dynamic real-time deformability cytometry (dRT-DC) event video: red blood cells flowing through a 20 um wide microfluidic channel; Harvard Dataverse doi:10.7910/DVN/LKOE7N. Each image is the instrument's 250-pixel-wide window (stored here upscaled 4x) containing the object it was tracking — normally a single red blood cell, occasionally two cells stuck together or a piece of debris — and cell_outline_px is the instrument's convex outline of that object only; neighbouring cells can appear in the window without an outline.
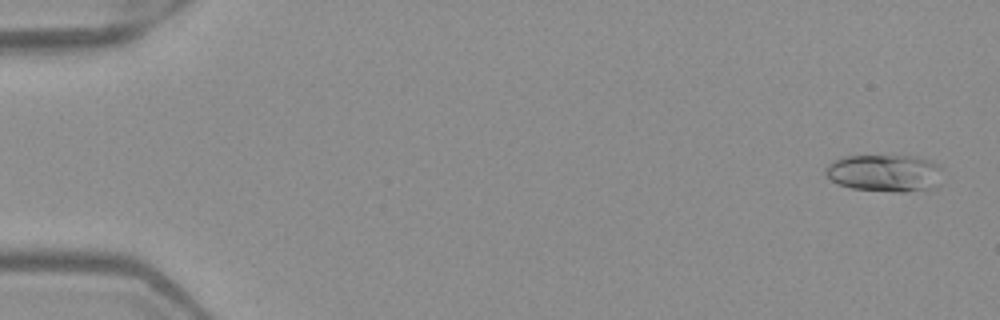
{"species": "Egyptian fruit bat (a non-hibernating species)", "species_latin": "Rousettus aegyptiacus", "temperature_condition": "warm", "stored_images_in_passage": 51, "camera_frame_rate_fps": 3000, "um_per_image_px": 0.085, "frame": {"image": 1, "passage_image": 2, "time_ms": 0.333, "image_size_px": [1000, 320], "cell_outline_px": [[940, 168], [936, 188], [904, 192], [892, 192], [852, 188], [840, 184], [832, 180], [824, 172], [824, 168], [832, 160], [844, 156], [912, 156], [932, 160]], "centroid_in_image_um": [75.17, 14.71], "position_along_channel_um": 9.8, "area_um2": 25.32}}
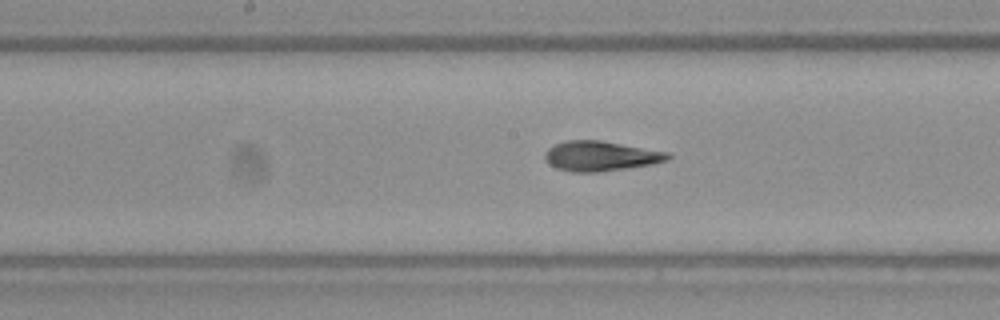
{"frame": {"image": 2, "passage_image": 27, "time_ms": 8.667, "image_size_px": [1000, 320], "cell_outline_px": [[672, 156], [668, 160], [652, 164], [628, 168], [596, 172], [572, 172], [556, 168], [548, 164], [544, 160], [544, 152], [548, 148], [564, 140], [600, 140], [668, 152]], "centroid_in_image_um": [51.02, 13.26], "position_along_channel_um": 197.2, "area_um2": 21.56}}
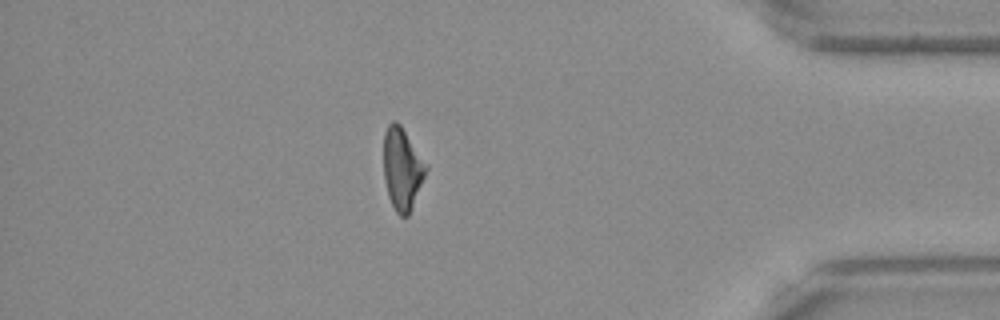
{"frame": {"image": 3, "passage_image": 45, "time_ms": 14.667, "image_size_px": [1000, 320], "cell_outline_px": [[428, 168], [408, 216], [400, 216], [396, 212], [388, 196], [384, 176], [384, 132], [388, 124], [392, 120], [396, 120], [400, 124], [428, 164]], "centroid_in_image_um": [34.19, 14.31], "position_along_channel_um": 401.0, "area_um2": 20.23}, "authors_computed_cell_mechanics": {"area_um2": 21.4438, "velocity_mm_per_s": 3.9974, "shape_relaxation_time_tau1_ms": null, "shape_relaxation_time_tau2_ms": 1.8572, "deformation_change_tau1": null, "deformation_change_tau2": 0.0866}}